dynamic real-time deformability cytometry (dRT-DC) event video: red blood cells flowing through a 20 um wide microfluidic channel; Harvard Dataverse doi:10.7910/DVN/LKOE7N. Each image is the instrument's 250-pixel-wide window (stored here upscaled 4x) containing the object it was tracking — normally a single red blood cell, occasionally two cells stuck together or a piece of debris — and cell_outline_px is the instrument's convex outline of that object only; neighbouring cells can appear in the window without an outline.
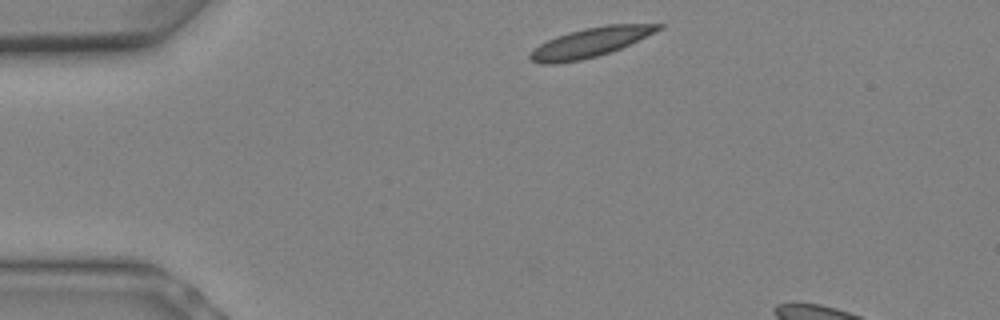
{"species": "Egyptian fruit bat (a non-hibernating species)", "species_latin": "Rousettus aegyptiacus", "temperature_condition": "warm", "stored_images_in_passage": 4, "camera_frame_rate_fps": 3000, "um_per_image_px": 0.085, "animal": {"sex": "female"}, "frame": {"image": 1, "passage_image": 1, "time_ms": 0.0, "image_size_px": [1000, 320], "cell_outline_px": [[664, 28], [620, 48], [596, 56], [580, 60], [556, 64], [540, 64], [528, 60], [528, 52], [532, 48], [556, 36], [568, 32], [584, 28], [608, 24], [664, 24]], "centroid_in_image_um": [50.1, 3.61], "position_along_channel_um": 34.9, "area_um2": 21.96}}